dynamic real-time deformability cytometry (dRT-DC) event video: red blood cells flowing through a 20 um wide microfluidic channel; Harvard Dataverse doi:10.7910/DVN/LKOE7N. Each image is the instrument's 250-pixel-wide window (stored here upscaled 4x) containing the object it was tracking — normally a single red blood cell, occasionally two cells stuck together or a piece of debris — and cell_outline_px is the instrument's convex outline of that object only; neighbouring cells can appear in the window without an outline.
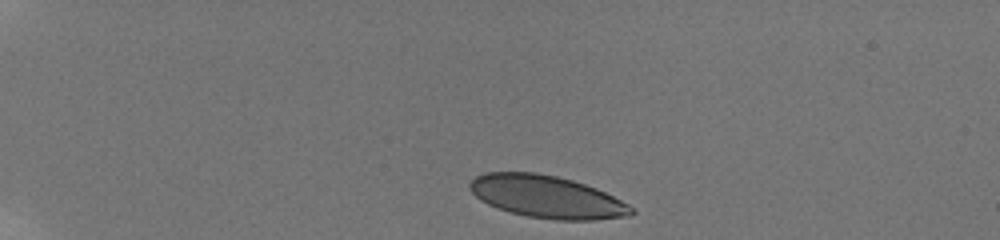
{"species": "human", "species_latin": "Homo sapiens", "temperature_condition": "room temperature", "stored_images_in_passage": 33, "camera_frame_rate_fps": 3000, "um_per_image_px": 0.085, "donor": {"sex": "male"}, "frame": {"image": 1, "passage_image": 1, "time_ms": 0.0, "image_size_px": [1000, 240], "cell_outline_px": [[636, 212], [628, 216], [596, 220], [556, 220], [528, 216], [512, 212], [488, 204], [480, 200], [468, 188], [468, 184], [476, 176], [484, 172], [536, 172], [556, 176], [572, 180], [596, 188], [628, 204]], "centroid_in_image_um": [46.47, 16.72], "position_along_channel_um": 38.5, "area_um2": 39.71}}
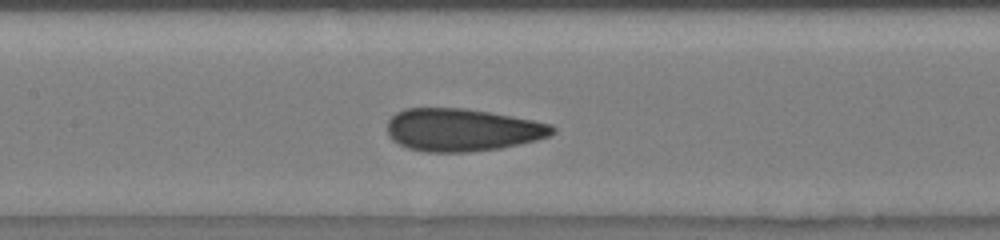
{"frame": {"image": 2, "passage_image": 16, "time_ms": 5.667, "image_size_px": [1000, 240], "cell_outline_px": [[556, 132], [548, 136], [536, 140], [500, 148], [472, 152], [424, 152], [408, 148], [392, 140], [388, 136], [388, 120], [396, 112], [404, 108], [464, 108], [488, 112], [532, 120], [552, 124], [556, 128]], "centroid_in_image_um": [39.27, 11.04], "position_along_channel_um": 168.1, "area_um2": 41.1}}
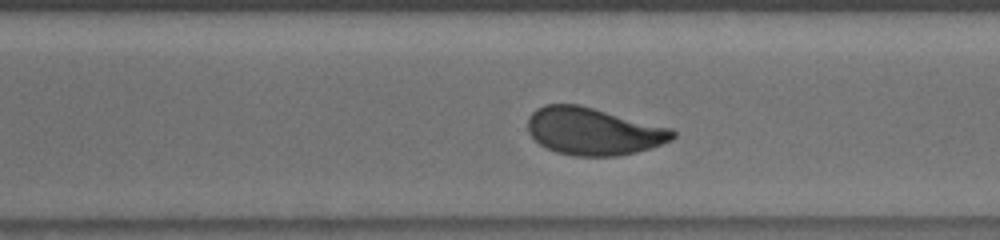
{"frame": {"image": 3, "passage_image": 26, "time_ms": 9.667, "image_size_px": [1000, 240], "cell_outline_px": [[676, 136], [672, 140], [636, 152], [616, 156], [572, 156], [556, 152], [540, 144], [528, 132], [528, 116], [536, 108], [544, 104], [580, 104], [672, 128], [676, 132]], "centroid_in_image_um": [50.43, 11.15], "position_along_channel_um": 320.2, "area_um2": 40.17}, "authors_computed_cell_mechanics": {"area_um2": 40.5756, "velocity_mm_per_s": 3.8182, "shape_relaxation_time_tau1_ms": 4.5313, "shape_relaxation_time_tau2_ms": null, "deformation_change_tau1": 0.1381, "deformation_change_tau2": null}}